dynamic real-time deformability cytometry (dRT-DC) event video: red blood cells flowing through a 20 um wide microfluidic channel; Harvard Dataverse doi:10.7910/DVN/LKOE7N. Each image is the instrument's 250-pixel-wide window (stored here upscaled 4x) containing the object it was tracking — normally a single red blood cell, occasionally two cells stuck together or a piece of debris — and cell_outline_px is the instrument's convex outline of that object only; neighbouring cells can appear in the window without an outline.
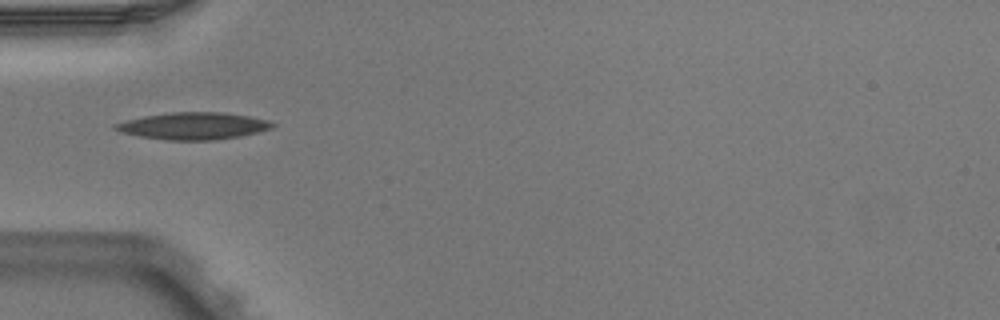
{"species": "Egyptian fruit bat (a non-hibernating species)", "species_latin": "Rousettus aegyptiacus", "temperature_condition": "warm", "stored_images_in_passage": 2, "camera_frame_rate_fps": 3000, "um_per_image_px": 0.085, "animal": {"sex": "male"}, "frame": {"image": 1, "passage_image": 1, "time_ms": 0.0, "image_size_px": [1000, 320], "cell_outline_px": [[276, 124], [272, 128], [240, 136], [216, 140], [168, 140], [140, 136], [120, 132], [112, 128], [112, 124], [144, 116], [172, 112], [220, 112], [248, 116], [268, 120]], "centroid_in_image_um": [16.41, 10.7], "position_along_channel_um": 68.6, "area_um2": 24.62}}
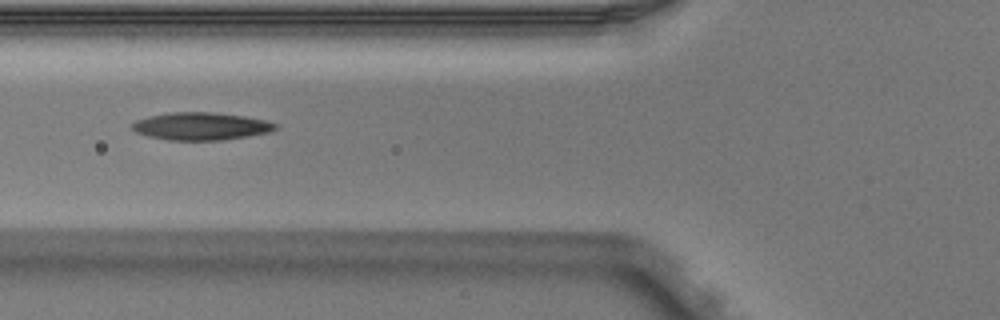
{"frame": {"image": 2, "passage_image": 2, "time_ms": 0.333, "image_size_px": [1000, 320], "cell_outline_px": [[276, 128], [268, 132], [248, 136], [220, 140], [168, 140], [148, 136], [136, 132], [132, 128], [132, 124], [136, 120], [152, 116], [172, 112], [212, 112], [244, 116], [264, 120], [276, 124]], "centroid_in_image_um": [17.06, 10.73], "position_along_channel_um": 108.7, "area_um2": 22.72}}